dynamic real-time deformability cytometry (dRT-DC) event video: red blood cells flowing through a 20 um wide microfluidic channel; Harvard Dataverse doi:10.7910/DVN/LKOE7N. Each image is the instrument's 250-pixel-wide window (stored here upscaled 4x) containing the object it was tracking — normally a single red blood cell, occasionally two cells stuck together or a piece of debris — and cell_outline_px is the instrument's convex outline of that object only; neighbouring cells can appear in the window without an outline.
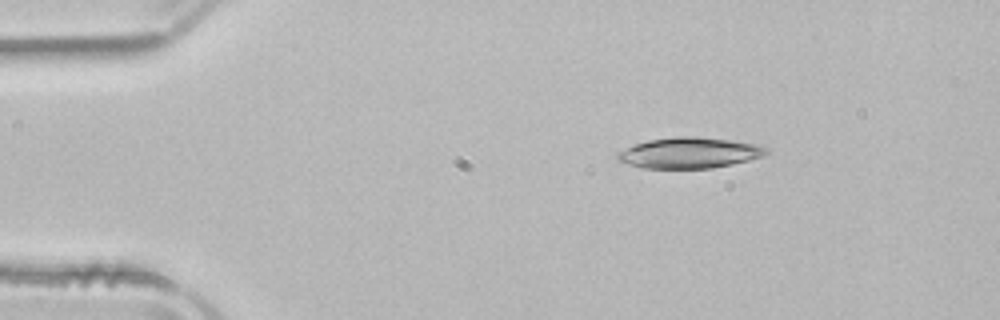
{"species": "common noctule bat (a hibernating species)", "species_latin": "Nyctalus noctula", "temperature_condition": "room temperature", "stored_images_in_passage": 44, "camera_frame_rate_fps": 3000, "um_per_image_px": 0.085, "animal": {"sex": "male", "body_mass_g": 21.5, "forearm_length_mm": 52.0}, "frame": {"image": 1, "passage_image": 1, "time_ms": 0.0, "image_size_px": [1000, 320], "cell_outline_px": [[768, 152], [764, 156], [732, 164], [712, 168], [640, 168], [616, 160], [616, 152], [636, 144], [648, 140], [676, 136], [696, 136], [732, 140], [756, 144], [768, 148]], "centroid_in_image_um": [58.58, 12.99], "position_along_channel_um": 26.4, "area_um2": 26.82}}
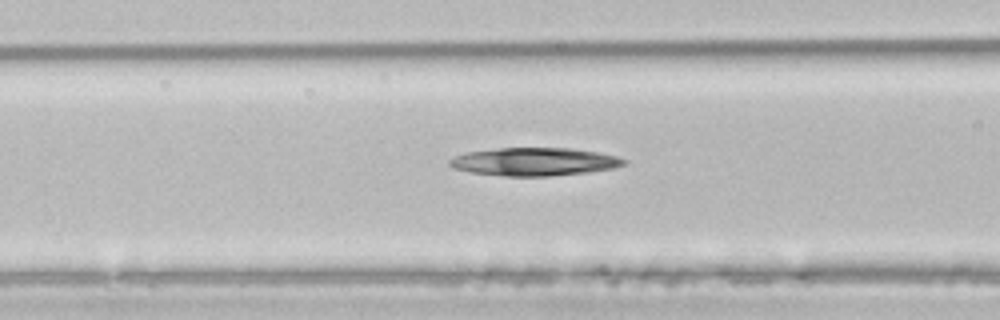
{"frame": {"image": 2, "passage_image": 13, "time_ms": 4.0, "image_size_px": [1000, 320], "cell_outline_px": [[628, 160], [624, 164], [612, 168], [584, 172], [548, 176], [504, 176], [472, 172], [452, 168], [448, 164], [448, 160], [456, 156], [468, 152], [496, 148], [572, 148], [596, 152], [616, 156]], "centroid_in_image_um": [45.38, 13.74], "position_along_channel_um": 121.2, "area_um2": 28.21}}
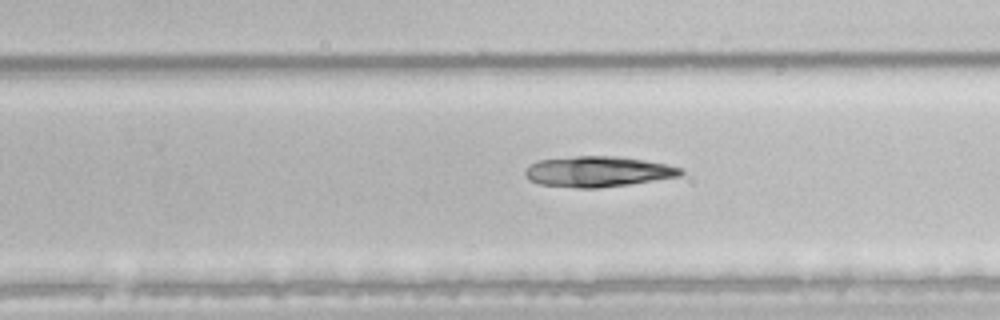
{"frame": {"image": 3, "passage_image": 25, "time_ms": 8.0, "image_size_px": [1000, 320], "cell_outline_px": [[684, 172], [680, 176], [628, 184], [596, 188], [576, 188], [540, 184], [528, 180], [524, 176], [524, 172], [536, 160], [576, 156], [616, 156], [644, 160], [668, 164], [680, 168]], "centroid_in_image_um": [50.79, 14.58], "position_along_channel_um": 279.0, "area_um2": 27.63}, "authors_computed_cell_mechanics": {"area_um2": 28.2353, "velocity_mm_per_s": 3.9532, "shape_relaxation_time_tau1_ms": 5.8894, "shape_relaxation_time_tau2_ms": null, "deformation_change_tau1": 0.1071, "deformation_change_tau2": null}}